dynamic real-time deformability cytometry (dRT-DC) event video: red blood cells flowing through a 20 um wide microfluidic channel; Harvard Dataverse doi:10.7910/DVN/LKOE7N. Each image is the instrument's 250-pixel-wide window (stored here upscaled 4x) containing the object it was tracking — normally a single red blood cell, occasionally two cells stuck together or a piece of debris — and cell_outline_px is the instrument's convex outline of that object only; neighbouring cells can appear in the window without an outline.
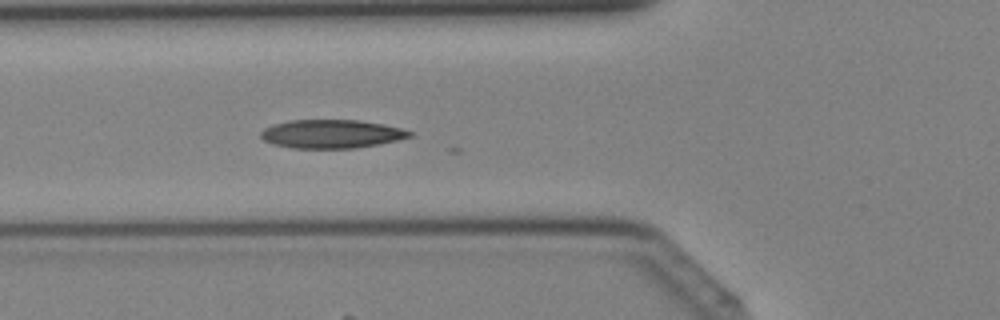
{"species": "Egyptian fruit bat (a non-hibernating species)", "species_latin": "Rousettus aegyptiacus", "temperature_condition": "cold", "stored_images_in_passage": 8, "camera_frame_rate_fps": 3000, "um_per_image_px": 0.085, "animal": {"sex": "female"}, "frame": {"image": 1, "passage_image": 5, "time_ms": 1.333, "image_size_px": [1000, 320], "cell_outline_px": [[412, 136], [396, 140], [356, 148], [292, 148], [272, 144], [264, 140], [260, 136], [260, 132], [264, 128], [272, 124], [288, 120], [360, 120], [400, 128], [412, 132]], "centroid_in_image_um": [28.1, 11.38], "position_along_channel_um": 97.7, "area_um2": 24.62}}
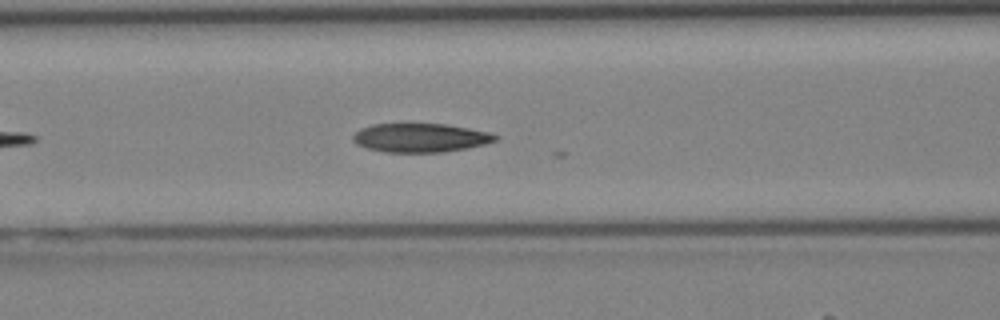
{"frame": {"image": 2, "passage_image": 7, "time_ms": 2.0, "image_size_px": [1000, 320], "cell_outline_px": [[500, 136], [496, 140], [484, 144], [468, 148], [444, 152], [384, 152], [368, 148], [356, 144], [352, 140], [352, 136], [360, 128], [372, 124], [448, 124], [488, 132]], "centroid_in_image_um": [35.72, 11.71], "position_along_channel_um": 130.9, "area_um2": 23.93}}